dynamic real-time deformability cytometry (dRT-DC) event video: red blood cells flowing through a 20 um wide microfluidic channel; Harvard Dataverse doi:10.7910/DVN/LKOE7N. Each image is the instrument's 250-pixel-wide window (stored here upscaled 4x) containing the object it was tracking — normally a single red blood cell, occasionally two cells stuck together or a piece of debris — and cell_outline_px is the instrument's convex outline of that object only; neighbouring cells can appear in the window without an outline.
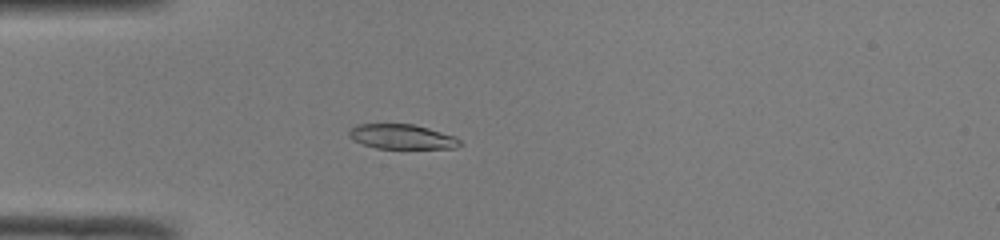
{"species": "common noctule bat (a hibernating species)", "species_latin": "Nyctalus noctula", "temperature_condition": "room temperature", "stored_images_in_passage": 48, "camera_frame_rate_fps": 3000, "um_per_image_px": 0.085, "animal": {"sex": "male", "body_mass_g": 19.0, "forearm_length_mm": 50.8}, "frame": {"image": 1, "passage_image": 14, "time_ms": 4.333, "image_size_px": [1000, 240], "cell_outline_px": [[464, 144], [456, 148], [376, 148], [352, 140], [348, 136], [348, 132], [356, 124], [412, 124], [428, 128], [456, 136]], "centroid_in_image_um": [34.18, 11.62], "position_along_channel_um": 50.8, "area_um2": 16.01}}
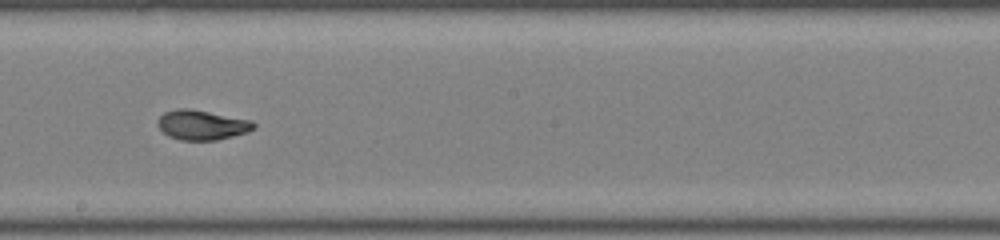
{"frame": {"image": 2, "passage_image": 28, "time_ms": 9.0, "image_size_px": [1000, 240], "cell_outline_px": [[256, 128], [248, 132], [216, 140], [180, 140], [168, 136], [156, 124], [160, 116], [164, 112], [176, 108], [188, 108], [252, 120], [256, 124]], "centroid_in_image_um": [17.17, 10.62], "position_along_channel_um": 231.0, "area_um2": 16.7}}
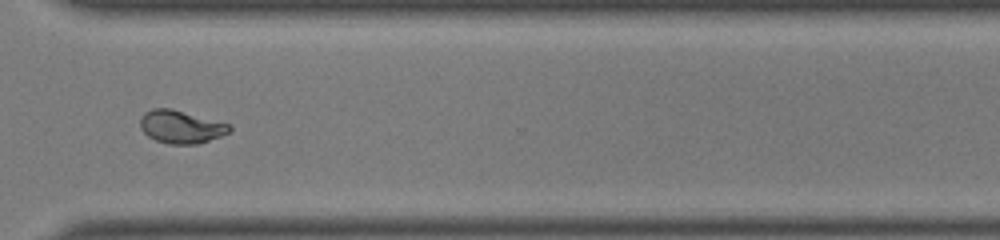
{"frame": {"image": 3, "passage_image": 37, "time_ms": 12.0, "image_size_px": [1000, 240], "cell_outline_px": [[232, 128], [228, 132], [220, 136], [196, 144], [168, 144], [156, 140], [148, 136], [140, 128], [140, 116], [144, 112], [152, 108], [172, 108], [232, 124]], "centroid_in_image_um": [15.37, 10.76], "position_along_channel_um": 355.2, "area_um2": 17.28}, "authors_computed_cell_mechanics": {"area_um2": 16.6175, "velocity_mm_per_s": 4.1082, "shape_relaxation_time_tau1_ms": 6.8394, "shape_relaxation_time_tau2_ms": 1.1123, "deformation_change_tau1": 0.25, "deformation_change_tau2": 0.052}}